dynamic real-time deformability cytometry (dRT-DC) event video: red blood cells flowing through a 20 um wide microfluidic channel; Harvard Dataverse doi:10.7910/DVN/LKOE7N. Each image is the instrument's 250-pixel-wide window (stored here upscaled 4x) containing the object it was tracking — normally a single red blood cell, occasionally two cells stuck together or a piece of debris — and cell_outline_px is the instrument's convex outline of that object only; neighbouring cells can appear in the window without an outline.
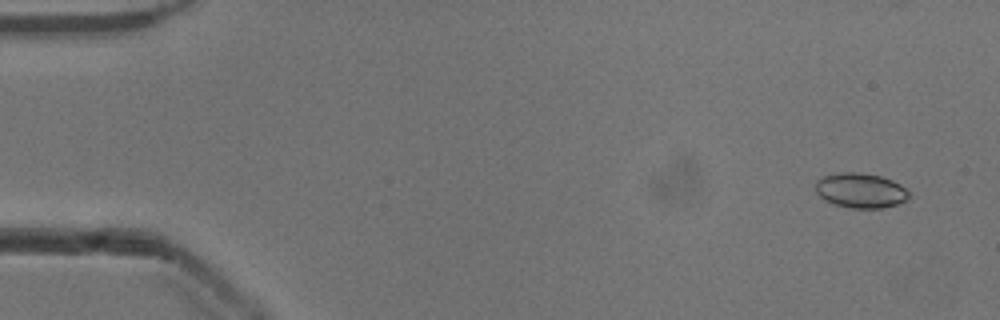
{"species": "common noctule bat (a hibernating species)", "species_latin": "Nyctalus noctula", "temperature_condition": "cold", "stored_images_in_passage": 54, "camera_frame_rate_fps": 3000, "um_per_image_px": 0.085, "animal": {"sex": "male", "body_mass_g": 13.3}, "frame": {"image": 1, "passage_image": 4, "time_ms": 1.0, "image_size_px": [1000, 320], "cell_outline_px": [[908, 200], [884, 208], [848, 208], [824, 200], [816, 192], [816, 180], [824, 176], [840, 172], [860, 172], [880, 176], [892, 180], [900, 184], [908, 192]], "centroid_in_image_um": [73.14, 16.19], "position_along_channel_um": 11.9, "area_um2": 18.96}}
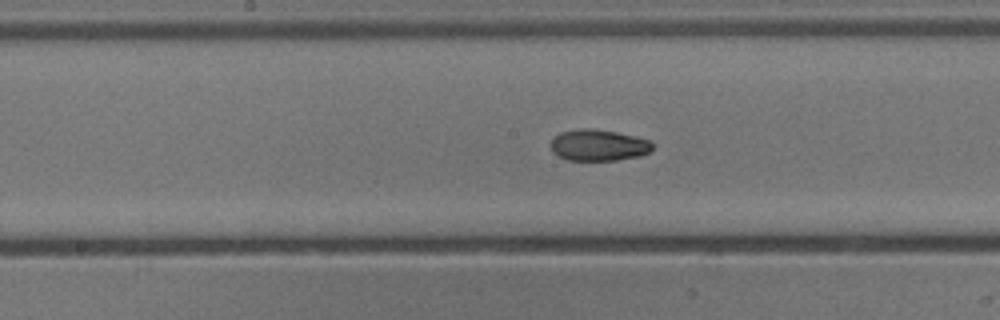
{"frame": {"image": 2, "passage_image": 28, "time_ms": 9.0, "image_size_px": [1000, 320], "cell_outline_px": [[652, 148], [648, 152], [640, 156], [616, 160], [568, 160], [552, 152], [548, 144], [560, 132], [580, 128], [592, 128], [616, 132], [636, 136], [648, 140], [652, 144]], "centroid_in_image_um": [50.83, 12.33], "position_along_channel_um": 197.4, "area_um2": 18.61}}
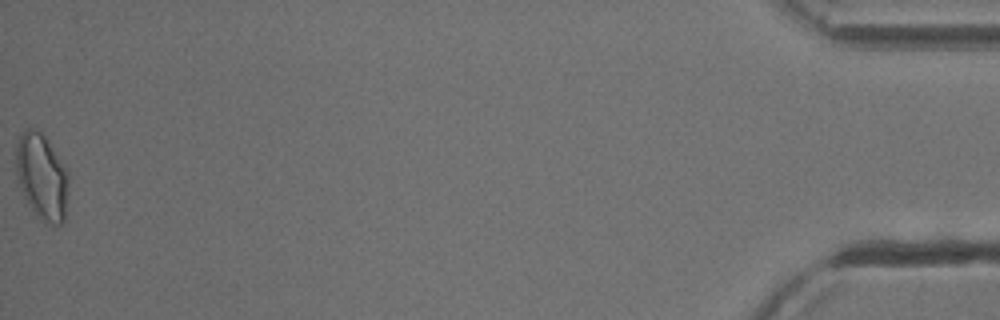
{"frame": {"image": 3, "passage_image": 54, "time_ms": 17.667, "image_size_px": [1000, 320], "cell_outline_px": [[68, 192], [64, 220], [60, 224], [52, 228], [36, 216], [28, 204], [16, 180], [16, 144], [24, 128], [32, 128], [40, 132], [44, 136], [68, 168]], "centroid_in_image_um": [3.56, 15.05], "position_along_channel_um": 431.6, "area_um2": 26.88}, "authors_computed_cell_mechanics": {"area_um2": 18.9873, "velocity_mm_per_s": 3.9039, "shape_relaxation_time_tau1_ms": 4.4168, "shape_relaxation_time_tau2_ms": 2.9036, "deformation_change_tau1": 0.1267, "deformation_change_tau2": 0.059}}